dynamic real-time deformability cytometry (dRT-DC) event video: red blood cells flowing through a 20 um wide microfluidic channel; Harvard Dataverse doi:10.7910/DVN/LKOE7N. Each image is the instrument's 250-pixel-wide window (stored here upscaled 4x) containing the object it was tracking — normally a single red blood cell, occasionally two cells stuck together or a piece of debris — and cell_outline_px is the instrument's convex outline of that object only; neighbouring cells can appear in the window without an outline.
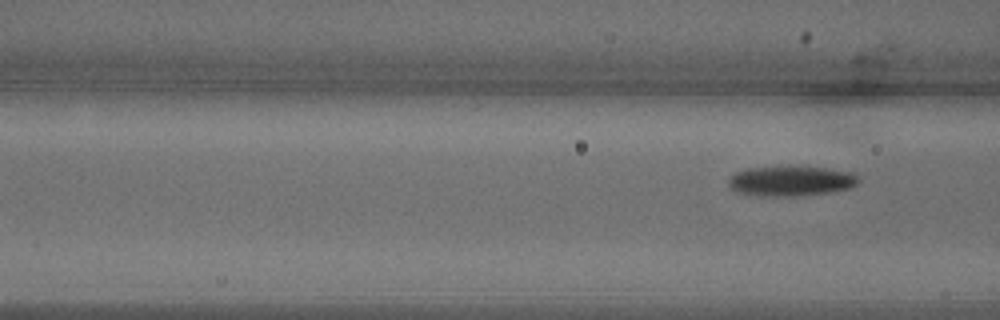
{"species": "common noctule bat (a hibernating species)", "species_latin": "Nyctalus noctula", "temperature_condition": "warm", "stored_images_in_passage": 3, "camera_frame_rate_fps": 3000, "um_per_image_px": 0.085, "animal": {"sex": "male", "body_mass_g": 18.8}, "frame": {"image": 1, "passage_image": 3, "time_ms": 0.667, "image_size_px": [1000, 320], "cell_outline_px": [[860, 180], [852, 188], [828, 192], [792, 196], [764, 196], [736, 192], [728, 184], [728, 180], [736, 172], [744, 168], [824, 168], [852, 172]], "centroid_in_image_um": [67.23, 15.4], "position_along_channel_um": 99.4, "area_um2": 22.14}}